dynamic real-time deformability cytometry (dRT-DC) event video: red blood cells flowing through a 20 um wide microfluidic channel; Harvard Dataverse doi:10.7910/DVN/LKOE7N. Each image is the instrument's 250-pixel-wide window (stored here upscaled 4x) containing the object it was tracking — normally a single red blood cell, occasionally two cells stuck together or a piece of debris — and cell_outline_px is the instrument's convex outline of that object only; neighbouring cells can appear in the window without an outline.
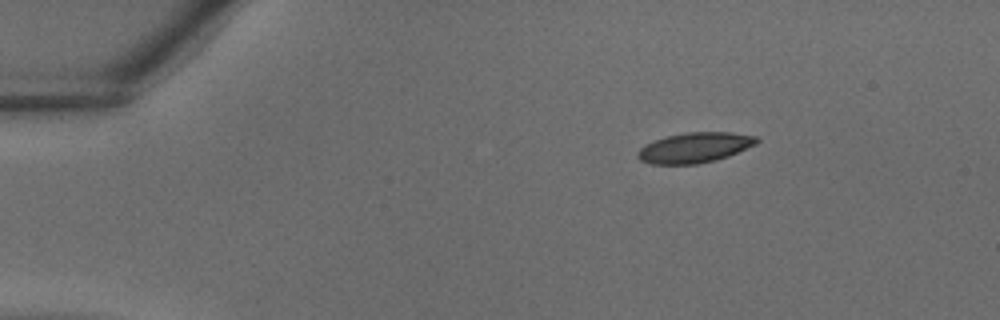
{"species": "common noctule bat (a hibernating species)", "species_latin": "Nyctalus noctula", "temperature_condition": "warm", "stored_images_in_passage": 31, "camera_frame_rate_fps": 3000, "um_per_image_px": 0.085, "animal": {"sex": "male", "body_mass_g": 18.8}, "frame": {"image": 1, "passage_image": 1, "time_ms": 0.0, "image_size_px": [1000, 320], "cell_outline_px": [[760, 140], [756, 144], [728, 156], [716, 160], [696, 164], [652, 164], [640, 160], [636, 156], [636, 152], [640, 148], [656, 140], [668, 136], [688, 132], [732, 132], [756, 136]], "centroid_in_image_um": [59.06, 12.55], "position_along_channel_um": 25.9, "area_um2": 20.81}}
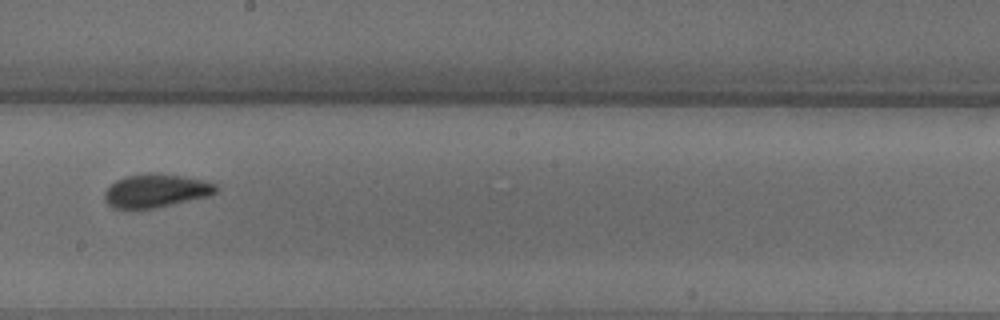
{"frame": {"image": 2, "passage_image": 17, "time_ms": 5.333, "image_size_px": [1000, 320], "cell_outline_px": [[220, 188], [216, 192], [208, 196], [156, 208], [132, 212], [112, 208], [104, 200], [104, 192], [116, 180], [124, 176], [148, 172], [152, 172], [184, 176], [208, 180], [216, 184]], "centroid_in_image_um": [13.23, 16.23], "position_along_channel_um": 235.0, "area_um2": 22.6}}
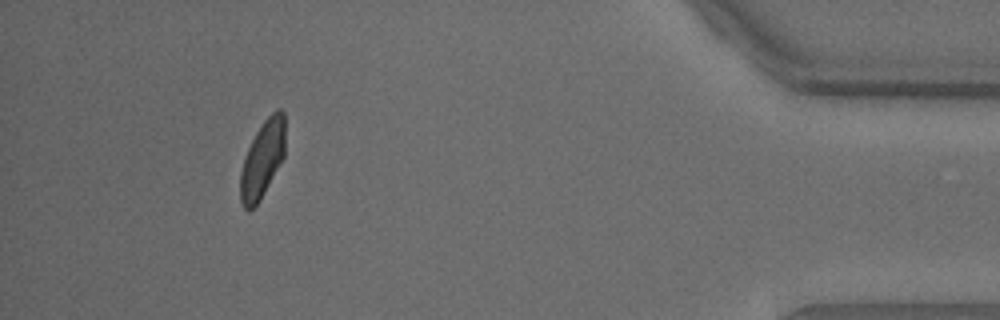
{"frame": {"image": 3, "passage_image": 30, "time_ms": 9.667, "image_size_px": [1000, 320], "cell_outline_px": [[284, 156], [260, 200], [248, 212], [244, 208], [240, 200], [240, 172], [248, 148], [256, 132], [264, 120], [276, 108], [280, 108], [284, 112]], "centroid_in_image_um": [22.3, 13.53], "position_along_channel_um": 412.9, "area_um2": 19.88}}